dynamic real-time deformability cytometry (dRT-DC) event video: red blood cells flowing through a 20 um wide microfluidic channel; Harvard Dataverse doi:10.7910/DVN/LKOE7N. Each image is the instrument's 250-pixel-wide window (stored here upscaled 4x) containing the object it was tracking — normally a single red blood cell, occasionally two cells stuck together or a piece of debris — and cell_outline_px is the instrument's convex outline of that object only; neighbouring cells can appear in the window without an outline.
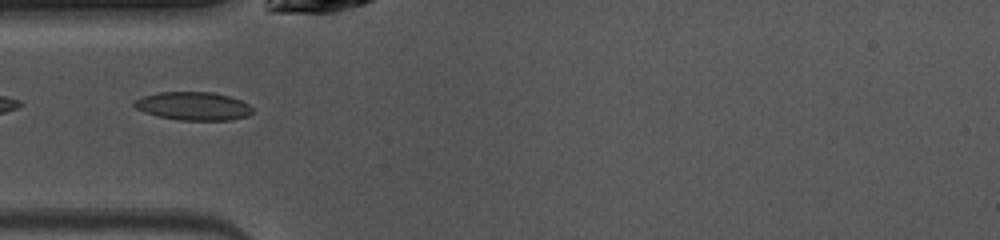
{"species": "common noctule bat (a hibernating species)", "species_latin": "Nyctalus noctula", "temperature_condition": "warm", "stored_images_in_passage": 36, "camera_frame_rate_fps": 3000, "um_per_image_px": 0.085, "animal": {"sex": "female", "body_mass_g": 10.0, "forearm_length_mm": 53.1}, "frame": {"image": 1, "passage_image": 2, "time_ms": 0.333, "image_size_px": [1000, 240], "cell_outline_px": [[252, 112], [248, 116], [232, 120], [180, 120], [156, 116], [144, 112], [136, 108], [132, 104], [132, 100], [144, 96], [160, 92], [212, 92], [228, 96], [240, 100], [248, 104], [252, 108]], "centroid_in_image_um": [16.4, 9.02], "position_along_channel_um": 68.6, "area_um2": 19.54}}
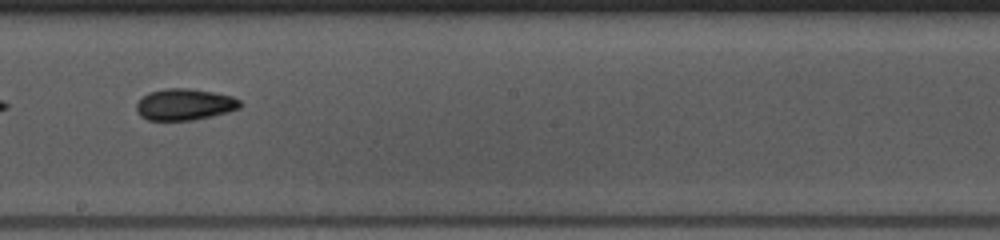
{"frame": {"image": 2, "passage_image": 14, "time_ms": 4.333, "image_size_px": [1000, 240], "cell_outline_px": [[244, 104], [240, 108], [228, 112], [212, 116], [192, 120], [148, 120], [140, 116], [136, 112], [136, 104], [148, 92], [164, 88], [188, 88], [212, 92], [232, 96], [240, 100]], "centroid_in_image_um": [15.7, 8.88], "position_along_channel_um": 232.5, "area_um2": 19.13}}
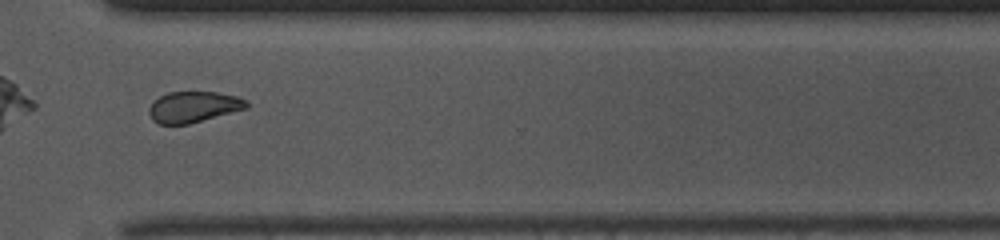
{"frame": {"image": 3, "passage_image": 23, "time_ms": 7.333, "image_size_px": [1000, 240], "cell_outline_px": [[248, 108], [188, 124], [160, 124], [152, 120], [148, 112], [148, 108], [152, 100], [168, 92], [216, 92], [236, 96], [248, 100]], "centroid_in_image_um": [16.42, 9.08], "position_along_channel_um": 354.2, "area_um2": 17.69}, "authors_computed_cell_mechanics": {"area_um2": 18.785, "velocity_mm_per_s": 4.0646, "shape_relaxation_time_tau1_ms": 7.2266, "shape_relaxation_time_tau2_ms": 4.1084, "deformation_change_tau1": 0.1444, "deformation_change_tau2": 0.0984}}